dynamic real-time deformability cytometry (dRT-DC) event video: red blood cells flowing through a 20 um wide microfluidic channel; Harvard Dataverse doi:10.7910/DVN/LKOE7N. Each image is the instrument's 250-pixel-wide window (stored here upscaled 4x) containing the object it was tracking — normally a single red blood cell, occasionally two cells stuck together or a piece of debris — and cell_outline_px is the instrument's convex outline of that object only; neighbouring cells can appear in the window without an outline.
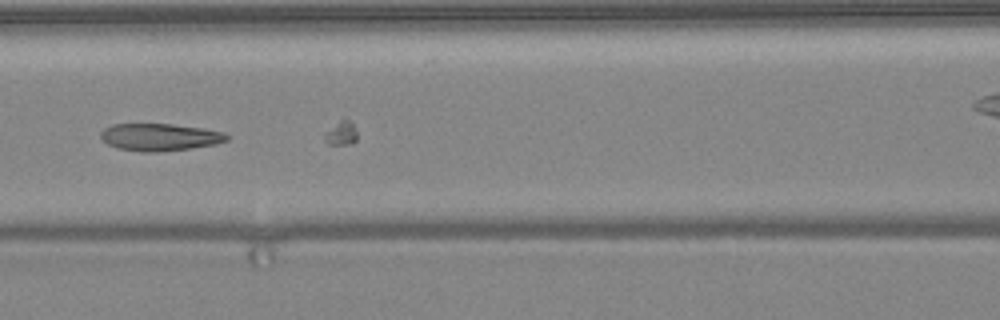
{"species": "common noctule bat (a hibernating species)", "species_latin": "Nyctalus noctula", "temperature_condition": "warm", "stored_images_in_passage": 27, "camera_frame_rate_fps": 3000, "um_per_image_px": 0.085, "animal": {"sex": "female", "body_mass_g": 24.6, "forearm_length_mm": 56.2}, "frame": {"image": 1, "passage_image": 23, "time_ms": 7.333, "image_size_px": [1000, 320], "cell_outline_px": [[228, 140], [216, 144], [192, 148], [156, 152], [140, 152], [116, 148], [108, 144], [100, 136], [100, 132], [104, 128], [112, 124], [172, 124], [204, 128], [224, 132], [228, 136]], "centroid_in_image_um": [13.58, 11.65], "position_along_channel_um": 153.0, "area_um2": 20.17}}